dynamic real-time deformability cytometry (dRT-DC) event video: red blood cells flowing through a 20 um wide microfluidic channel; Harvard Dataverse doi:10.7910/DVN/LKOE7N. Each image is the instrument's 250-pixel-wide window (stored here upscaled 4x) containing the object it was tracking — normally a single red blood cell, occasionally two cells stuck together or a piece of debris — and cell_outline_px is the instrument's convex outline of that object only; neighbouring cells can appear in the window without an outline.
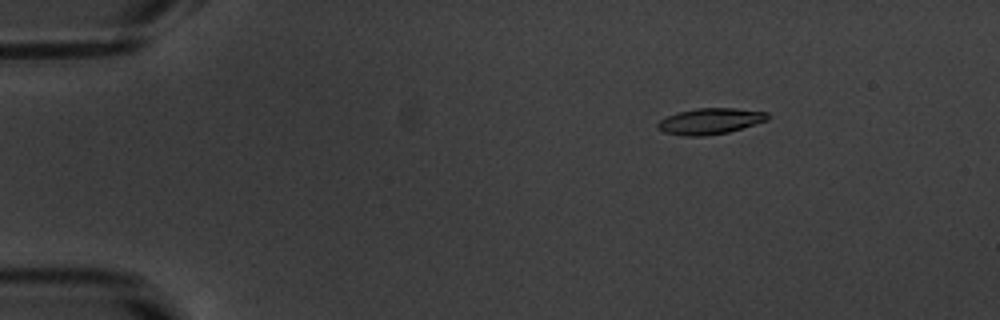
{"species": "common noctule bat (a hibernating species)", "species_latin": "Nyctalus noctula", "temperature_condition": "warm", "stored_images_in_passage": 54, "camera_frame_rate_fps": 3000, "um_per_image_px": 0.085, "animal": {"sex": "male", "body_mass_g": 20.1, "forearm_length_mm": 53.5}, "frame": {"image": 1, "passage_image": 9, "time_ms": 2.667, "image_size_px": [1000, 320], "cell_outline_px": [[772, 116], [768, 120], [728, 132], [704, 136], [680, 136], [664, 132], [656, 128], [656, 124], [660, 120], [676, 112], [696, 108], [732, 108], [768, 112]], "centroid_in_image_um": [60.35, 10.3], "position_along_channel_um": 24.7, "area_um2": 16.82}}
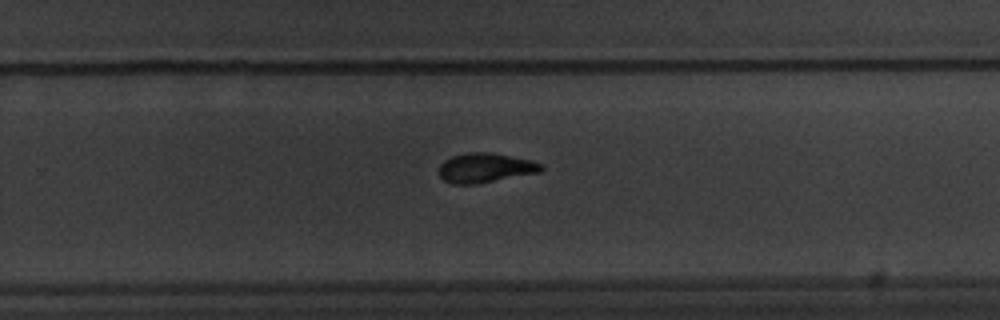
{"frame": {"image": 2, "passage_image": 36, "time_ms": 11.667, "image_size_px": [1000, 320], "cell_outline_px": [[544, 168], [540, 172], [476, 184], [452, 184], [444, 180], [440, 176], [440, 164], [444, 160], [452, 156], [468, 152], [492, 152], [532, 160], [540, 164]], "centroid_in_image_um": [41.24, 14.26], "position_along_channel_um": 288.6, "area_um2": 17.57}}
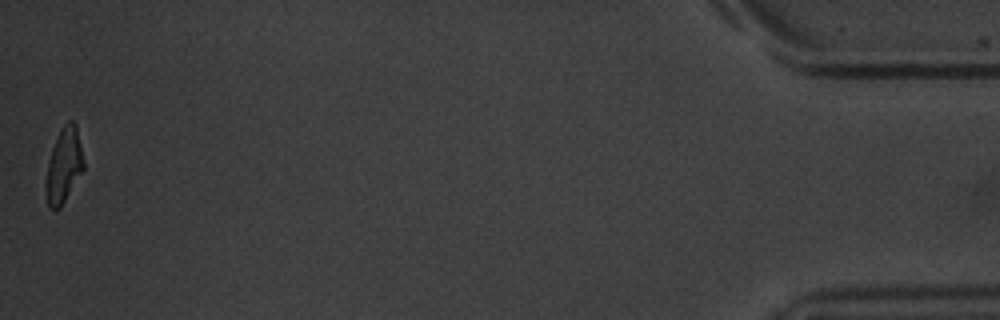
{"frame": {"image": 3, "passage_image": 54, "time_ms": 17.667, "image_size_px": [1000, 320], "cell_outline_px": [[84, 168], [60, 208], [48, 208], [44, 188], [48, 164], [52, 148], [64, 124], [68, 120], [72, 120], [76, 124], [84, 164]], "centroid_in_image_um": [5.41, 14.09], "position_along_channel_um": 429.8, "area_um2": 16.13}, "authors_computed_cell_mechanics": {"area_um2": 17.1377, "velocity_mm_per_s": 3.817, "shape_relaxation_time_tau1_ms": 2.8882, "shape_relaxation_time_tau2_ms": 3.0483, "deformation_change_tau1": 0.1759, "deformation_change_tau2": 0.102}}